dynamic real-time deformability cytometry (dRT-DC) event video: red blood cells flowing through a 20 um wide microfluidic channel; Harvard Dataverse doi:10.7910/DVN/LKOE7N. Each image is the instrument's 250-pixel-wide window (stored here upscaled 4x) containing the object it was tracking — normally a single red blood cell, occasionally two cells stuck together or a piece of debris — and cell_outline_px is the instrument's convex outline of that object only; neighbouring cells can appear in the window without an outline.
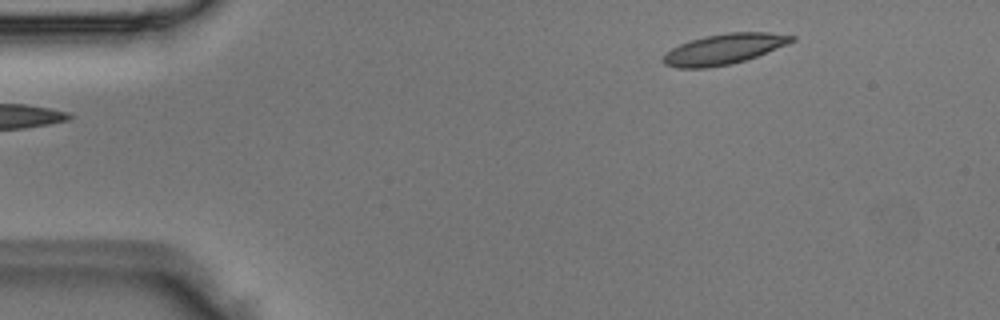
{"species": "Egyptian fruit bat (a non-hibernating species)", "species_latin": "Rousettus aegyptiacus", "temperature_condition": "room temperature", "stored_images_in_passage": 2, "camera_frame_rate_fps": 3000, "um_per_image_px": 0.085, "animal": {"sex": "male"}, "frame": {"image": 1, "passage_image": 2, "time_ms": 0.333, "image_size_px": [1000, 320], "cell_outline_px": [[796, 40], [788, 44], [756, 56], [732, 64], [704, 68], [676, 68], [664, 64], [660, 60], [664, 52], [680, 44], [704, 36], [728, 32], [768, 32], [796, 36]], "centroid_in_image_um": [61.5, 4.17], "position_along_channel_um": 23.5, "area_um2": 22.89}}